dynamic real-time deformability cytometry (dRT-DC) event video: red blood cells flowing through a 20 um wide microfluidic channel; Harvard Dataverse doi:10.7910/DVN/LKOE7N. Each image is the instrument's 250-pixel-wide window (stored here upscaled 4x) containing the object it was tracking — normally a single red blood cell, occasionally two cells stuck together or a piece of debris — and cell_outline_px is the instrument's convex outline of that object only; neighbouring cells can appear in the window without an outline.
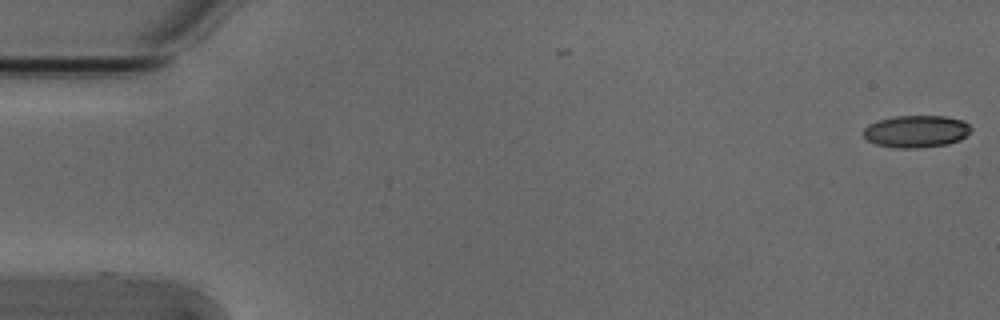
{"species": "Egyptian fruit bat (a non-hibernating species)", "species_latin": "Rousettus aegyptiacus", "temperature_condition": "cold", "stored_images_in_passage": 53, "camera_frame_rate_fps": 3000, "um_per_image_px": 0.085, "animal": {"sex": "male"}, "frame": {"image": 1, "passage_image": 1, "time_ms": 0.0, "image_size_px": [1000, 320], "cell_outline_px": [[972, 128], [960, 140], [948, 144], [916, 148], [896, 148], [876, 144], [868, 140], [864, 136], [864, 128], [868, 124], [892, 116], [944, 116], [964, 120]], "centroid_in_image_um": [77.88, 11.16], "position_along_channel_um": 7.1, "area_um2": 20.11}}
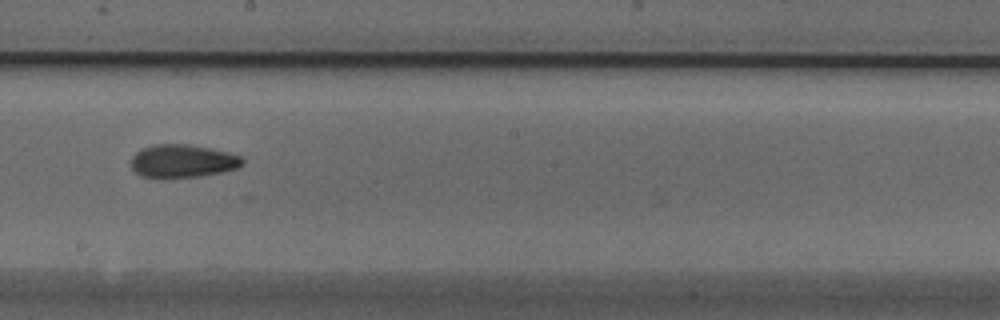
{"frame": {"image": 2, "passage_image": 30, "time_ms": 9.667, "image_size_px": [1000, 320], "cell_outline_px": [[244, 164], [236, 168], [224, 172], [200, 176], [164, 180], [140, 176], [132, 168], [132, 156], [136, 152], [152, 144], [188, 144], [228, 152], [240, 156], [244, 160]], "centroid_in_image_um": [15.5, 13.72], "position_along_channel_um": 232.7, "area_um2": 21.91}}
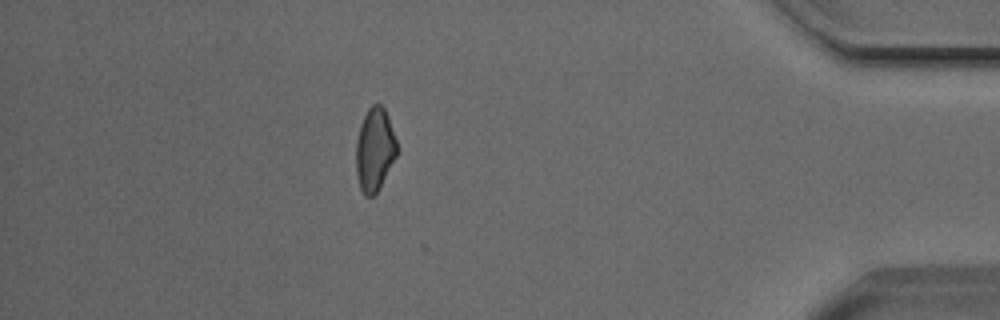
{"frame": {"image": 3, "passage_image": 47, "time_ms": 15.333, "image_size_px": [1000, 320], "cell_outline_px": [[396, 156], [380, 188], [372, 196], [364, 196], [360, 188], [356, 172], [356, 140], [360, 124], [368, 108], [372, 104], [380, 104], [384, 108], [388, 116], [396, 140]], "centroid_in_image_um": [31.83, 12.71], "position_along_channel_um": 403.4, "area_um2": 19.77}, "authors_computed_cell_mechanics": {"area_um2": 20.519, "velocity_mm_per_s": 3.8513, "shape_relaxation_time_tau1_ms": 7.8184, "shape_relaxation_time_tau2_ms": 2.9625, "deformation_change_tau1": 0.1593, "deformation_change_tau2": 0.0992}}